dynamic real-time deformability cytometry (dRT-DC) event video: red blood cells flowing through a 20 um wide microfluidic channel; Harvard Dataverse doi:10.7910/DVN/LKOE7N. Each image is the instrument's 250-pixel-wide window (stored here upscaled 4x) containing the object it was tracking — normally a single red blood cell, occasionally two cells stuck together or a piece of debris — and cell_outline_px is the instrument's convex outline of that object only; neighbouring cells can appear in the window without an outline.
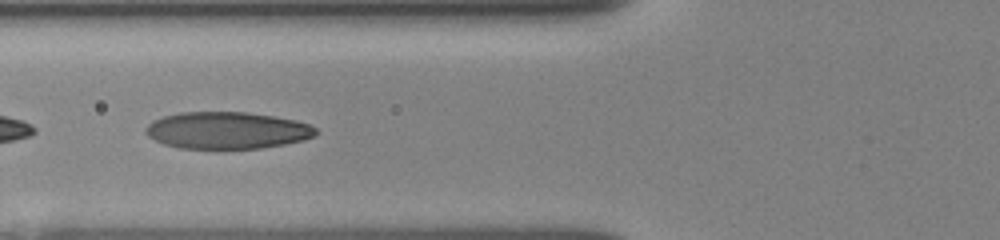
{"species": "human", "species_latin": "Homo sapiens", "temperature_condition": "room temperature", "stored_images_in_passage": 13, "camera_frame_rate_fps": 3000, "um_per_image_px": 0.085, "donor": {"sex": "female"}, "frame": {"image": 1, "passage_image": 7, "time_ms": 6.0, "image_size_px": [1000, 240], "cell_outline_px": [[320, 132], [316, 136], [304, 140], [284, 144], [260, 148], [180, 148], [164, 144], [148, 136], [144, 132], [144, 128], [152, 120], [164, 116], [180, 112], [244, 112], [272, 116], [296, 120], [308, 124], [316, 128]], "centroid_in_image_um": [19.31, 11.08], "position_along_channel_um": 106.5, "area_um2": 36.65}}
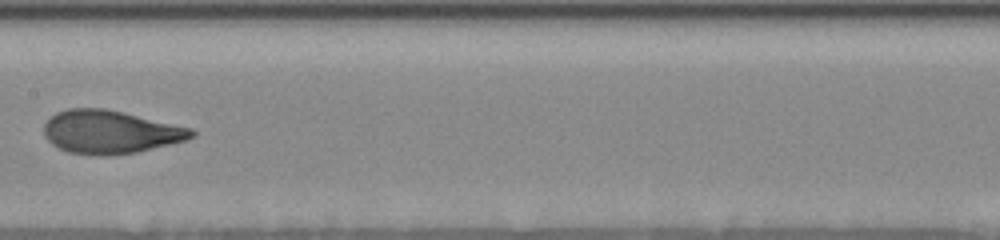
{"frame": {"image": 2, "passage_image": 9, "time_ms": 8.333, "image_size_px": [1000, 240], "cell_outline_px": [[196, 136], [188, 140], [136, 152], [100, 156], [96, 156], [68, 152], [52, 144], [44, 136], [44, 124], [56, 112], [68, 108], [104, 108], [124, 112], [192, 128], [196, 132]], "centroid_in_image_um": [9.39, 11.21], "position_along_channel_um": 198.0, "area_um2": 37.28}}
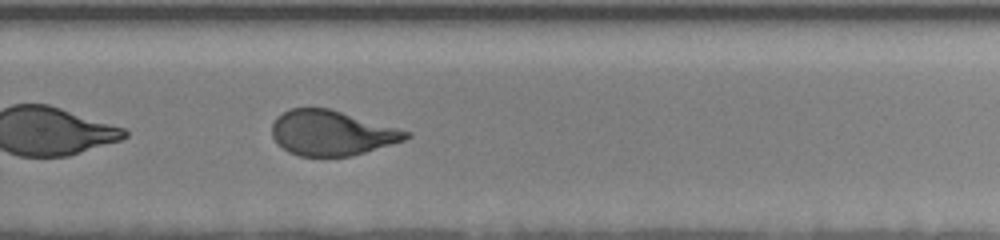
{"frame": {"image": 3, "passage_image": 13, "time_ms": 11.0, "image_size_px": [1000, 240], "cell_outline_px": [[412, 136], [404, 140], [352, 156], [300, 156], [288, 152], [276, 144], [272, 136], [272, 124], [276, 116], [292, 108], [328, 108], [412, 132]], "centroid_in_image_um": [28.16, 11.31], "position_along_channel_um": 301.6, "area_um2": 35.08}}